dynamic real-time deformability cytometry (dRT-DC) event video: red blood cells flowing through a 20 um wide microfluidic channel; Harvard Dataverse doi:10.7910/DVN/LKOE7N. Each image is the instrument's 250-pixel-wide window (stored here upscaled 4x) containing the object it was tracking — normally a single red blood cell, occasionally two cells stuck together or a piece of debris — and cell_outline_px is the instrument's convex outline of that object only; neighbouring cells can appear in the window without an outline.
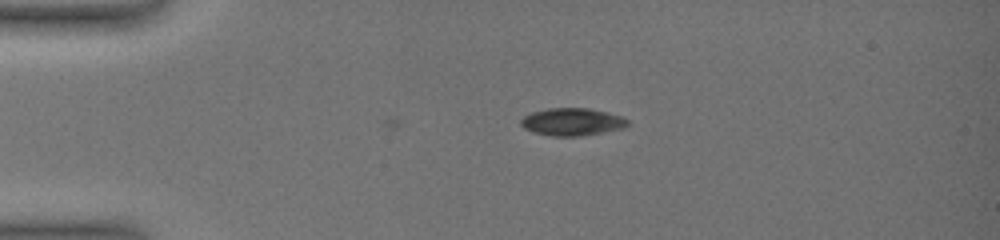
{"species": "common noctule bat (a hibernating species)", "species_latin": "Nyctalus noctula", "temperature_condition": "warm", "stored_images_in_passage": 2, "camera_frame_rate_fps": 3000, "um_per_image_px": 0.085, "animal": {"sex": "female", "body_mass_g": 19.0, "forearm_length_mm": 51.5}, "frame": {"image": 1, "passage_image": 2, "time_ms": 0.333, "image_size_px": [1000, 240], "cell_outline_px": [[628, 124], [624, 128], [580, 136], [552, 136], [532, 132], [524, 128], [520, 124], [520, 120], [524, 116], [532, 112], [548, 108], [588, 108], [608, 112], [620, 116], [628, 120]], "centroid_in_image_um": [48.61, 10.35], "position_along_channel_um": 36.4, "area_um2": 17.11}}